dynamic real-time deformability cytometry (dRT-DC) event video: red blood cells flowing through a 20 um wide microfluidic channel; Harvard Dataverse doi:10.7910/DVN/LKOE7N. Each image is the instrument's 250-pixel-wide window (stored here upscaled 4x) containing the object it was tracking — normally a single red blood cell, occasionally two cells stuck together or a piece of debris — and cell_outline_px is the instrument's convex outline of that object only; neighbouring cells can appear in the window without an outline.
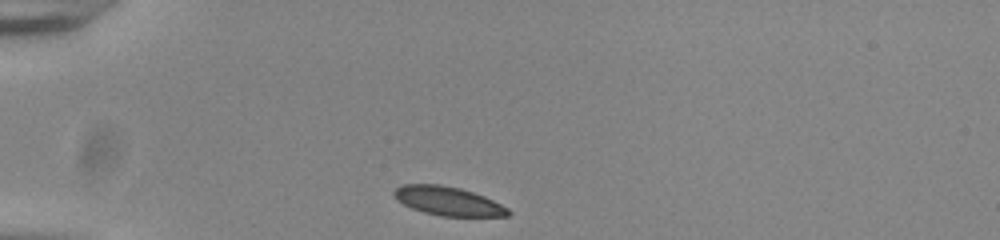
{"species": "common noctule bat (a hibernating species)", "species_latin": "Nyctalus noctula", "temperature_condition": "room temperature", "stored_images_in_passage": 33, "camera_frame_rate_fps": 3000, "um_per_image_px": 0.085, "animal": {"sex": "male", "body_mass_g": 20.0, "forearm_length_mm": 53.3}, "frame": {"image": 1, "passage_image": 1, "time_ms": 0.0, "image_size_px": [1000, 240], "cell_outline_px": [[512, 212], [508, 216], [440, 216], [424, 212], [412, 208], [396, 200], [392, 192], [400, 184], [440, 184], [460, 188], [484, 196], [508, 208]], "centroid_in_image_um": [38.06, 17.08], "position_along_channel_um": 46.9, "area_um2": 19.19}}
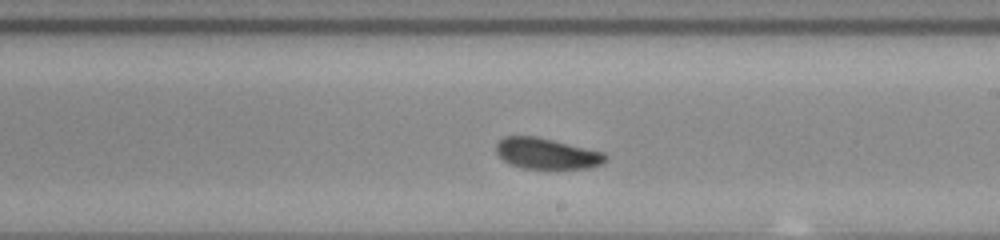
{"frame": {"image": 2, "passage_image": 19, "time_ms": 6.0, "image_size_px": [1000, 240], "cell_outline_px": [[608, 160], [600, 164], [588, 168], [524, 168], [512, 164], [504, 160], [496, 152], [496, 144], [504, 136], [536, 136], [604, 152], [608, 156]], "centroid_in_image_um": [46.49, 13.04], "position_along_channel_um": 242.5, "area_um2": 19.48}}
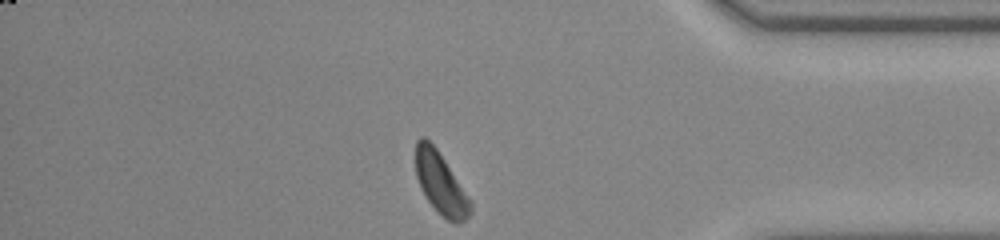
{"frame": {"image": 3, "passage_image": 33, "time_ms": 10.667, "image_size_px": [1000, 240], "cell_outline_px": [[472, 208], [468, 216], [464, 220], [456, 224], [448, 220], [428, 200], [420, 188], [416, 176], [416, 140], [420, 136], [424, 136], [436, 148], [472, 200]], "centroid_in_image_um": [37.46, 15.57], "position_along_channel_um": 397.7, "area_um2": 19.42}, "authors_computed_cell_mechanics": {"area_um2": 19.941, "velocity_mm_per_s": 3.8024, "shape_relaxation_time_tau1_ms": 1.7473, "shape_relaxation_time_tau2_ms": 4.231, "deformation_change_tau1": 0.0965, "deformation_change_tau2": 0.12}}